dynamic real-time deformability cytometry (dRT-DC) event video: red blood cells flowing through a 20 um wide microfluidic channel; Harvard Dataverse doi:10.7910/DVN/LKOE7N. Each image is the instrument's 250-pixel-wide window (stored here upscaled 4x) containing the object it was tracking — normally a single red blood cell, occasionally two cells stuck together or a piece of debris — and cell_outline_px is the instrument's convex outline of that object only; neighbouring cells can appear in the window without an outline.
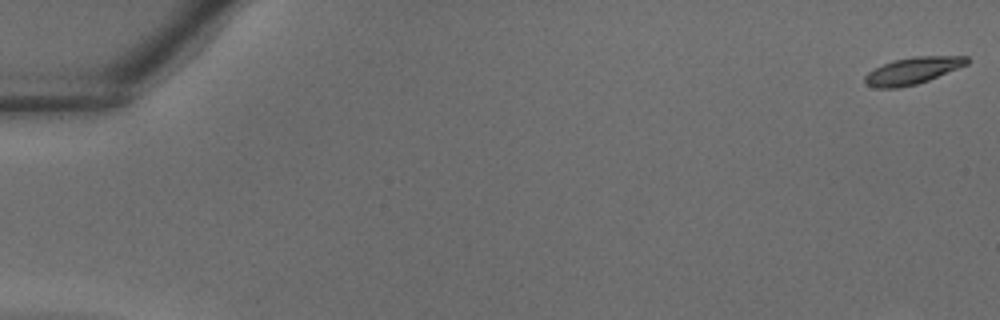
{"species": "common noctule bat (a hibernating species)", "species_latin": "Nyctalus noctula", "temperature_condition": "warm", "stored_images_in_passage": 13, "camera_frame_rate_fps": 3000, "um_per_image_px": 0.085, "animal": {"sex": "male", "body_mass_g": 18.8}, "frame": {"image": 1, "passage_image": 1, "time_ms": 0.0, "image_size_px": [1000, 320], "cell_outline_px": [[968, 64], [928, 80], [916, 84], [900, 88], [876, 88], [864, 84], [864, 76], [868, 72], [884, 64], [896, 60], [912, 56], [968, 56]], "centroid_in_image_um": [77.55, 6.02], "position_along_channel_um": 7.4, "area_um2": 15.84}}